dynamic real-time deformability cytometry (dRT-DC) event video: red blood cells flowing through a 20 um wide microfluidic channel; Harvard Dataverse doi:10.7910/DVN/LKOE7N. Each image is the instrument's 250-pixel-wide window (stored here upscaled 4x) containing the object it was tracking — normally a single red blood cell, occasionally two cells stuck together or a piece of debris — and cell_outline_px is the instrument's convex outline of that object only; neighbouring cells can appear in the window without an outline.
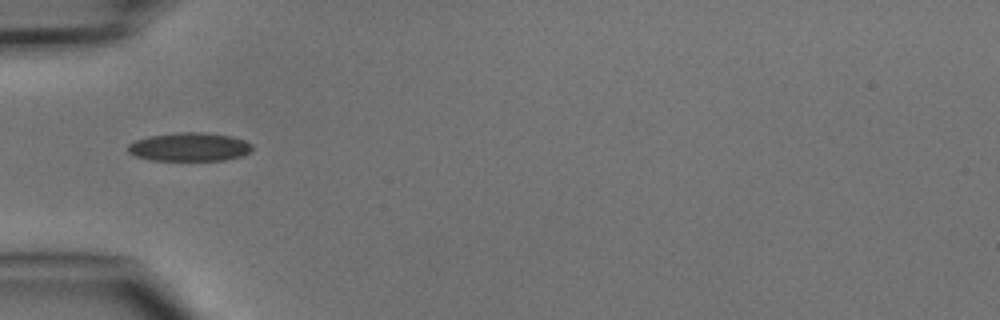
{"species": "common noctule bat (a hibernating species)", "species_latin": "Nyctalus noctula", "temperature_condition": "cold", "stored_images_in_passage": 5, "camera_frame_rate_fps": 3000, "um_per_image_px": 0.085, "animal": {"sex": "male", "body_mass_g": 15.6}, "frame": {"image": 1, "passage_image": 4, "time_ms": 4.333, "image_size_px": [1000, 320], "cell_outline_px": [[252, 152], [240, 156], [224, 160], [148, 160], [136, 156], [128, 152], [128, 144], [136, 140], [148, 136], [180, 132], [204, 132], [232, 136], [244, 140], [252, 144]], "centroid_in_image_um": [16.11, 12.48], "position_along_channel_um": 68.9, "area_um2": 20.75}}